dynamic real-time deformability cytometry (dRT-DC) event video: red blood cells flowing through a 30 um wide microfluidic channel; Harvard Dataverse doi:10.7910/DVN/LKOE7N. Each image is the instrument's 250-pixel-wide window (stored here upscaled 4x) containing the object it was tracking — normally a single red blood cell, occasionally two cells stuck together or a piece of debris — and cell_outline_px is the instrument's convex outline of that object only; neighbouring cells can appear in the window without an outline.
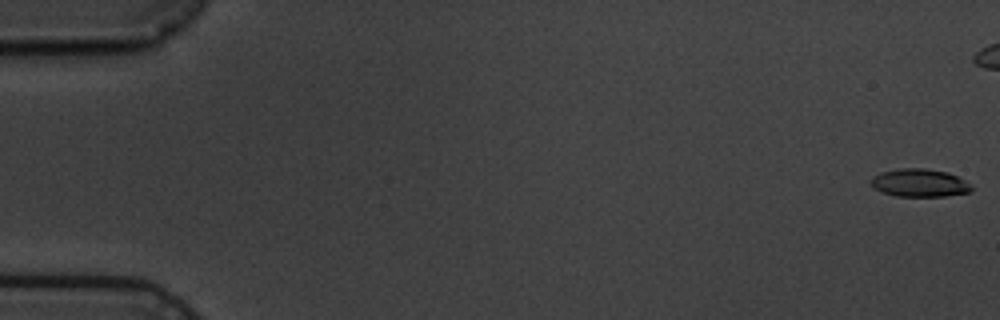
{"species": "common noctule bat (a hibernating species)", "species_latin": "Nyctalus noctula", "temperature_condition": "cold", "stored_images_in_passage": 6, "camera_frame_rate_fps": 3000, "um_per_image_px": 0.085, "animal": {"sex": "male", "body_mass_g": 19.5, "forearm_length_mm": 54.6}, "frame": {"image": 1, "passage_image": 1, "time_ms": 0.0, "image_size_px": [1000, 320], "cell_outline_px": [[972, 192], [944, 196], [896, 196], [872, 188], [872, 176], [880, 172], [900, 168], [924, 168], [948, 172], [956, 176], [968, 184], [972, 188]], "centroid_in_image_um": [78.13, 15.54], "position_along_channel_um": 6.9, "area_um2": 16.24}}
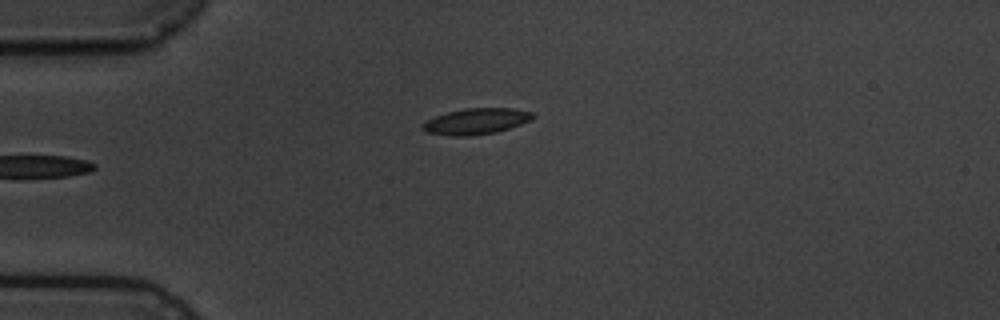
{"frame": {"image": 2, "passage_image": 6, "time_ms": 6.333, "image_size_px": [1000, 320], "cell_outline_px": [[536, 116], [532, 120], [496, 132], [472, 136], [448, 136], [428, 132], [420, 128], [428, 120], [436, 116], [448, 112], [464, 108], [512, 108], [532, 112]], "centroid_in_image_um": [40.5, 10.31], "position_along_channel_um": 44.5, "area_um2": 16.65}}